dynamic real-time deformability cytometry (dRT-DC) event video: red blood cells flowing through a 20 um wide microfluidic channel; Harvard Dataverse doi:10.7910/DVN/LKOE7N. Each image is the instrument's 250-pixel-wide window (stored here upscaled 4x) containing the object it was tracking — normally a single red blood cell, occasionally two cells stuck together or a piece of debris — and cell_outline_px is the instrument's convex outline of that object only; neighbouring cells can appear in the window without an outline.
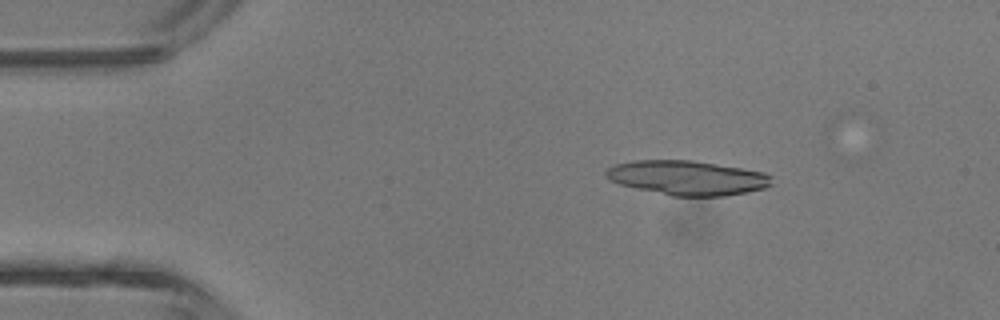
{"species": "common noctule bat (a hibernating species)", "species_latin": "Nyctalus noctula", "temperature_condition": "room temperature", "stored_images_in_passage": 4, "camera_frame_rate_fps": 3000, "um_per_image_px": 0.085, "animal": {"sex": "male", "body_mass_g": 13.3}, "frame": {"image": 1, "passage_image": 2, "time_ms": 1.0, "image_size_px": [1000, 320], "cell_outline_px": [[772, 184], [764, 188], [724, 196], [672, 196], [620, 184], [608, 180], [604, 176], [604, 172], [608, 168], [616, 164], [636, 160], [692, 160], [764, 172], [772, 176]], "centroid_in_image_um": [58.4, 15.11], "position_along_channel_um": 26.6, "area_um2": 33.12}}